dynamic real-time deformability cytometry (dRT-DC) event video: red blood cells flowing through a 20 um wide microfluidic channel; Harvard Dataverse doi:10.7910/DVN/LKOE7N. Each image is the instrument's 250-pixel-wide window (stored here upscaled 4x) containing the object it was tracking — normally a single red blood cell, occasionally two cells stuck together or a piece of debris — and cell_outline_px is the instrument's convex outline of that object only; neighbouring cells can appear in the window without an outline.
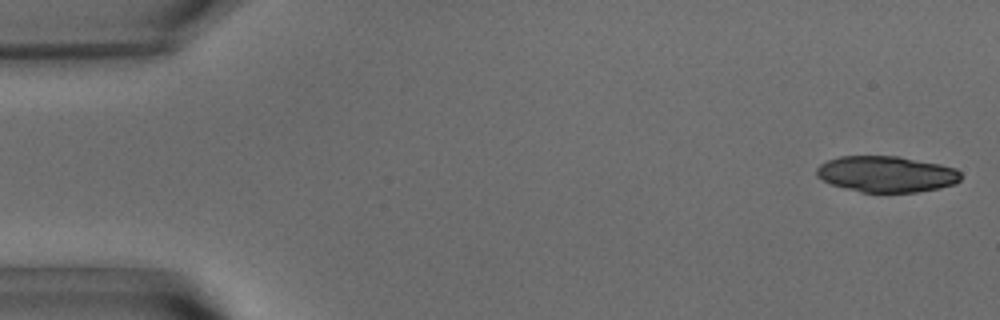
{"species": "common noctule bat (a hibernating species)", "species_latin": "Nyctalus noctula", "temperature_condition": "warm", "stored_images_in_passage": 55, "camera_frame_rate_fps": 3000, "um_per_image_px": 0.085, "animal": {"sex": "male", "body_mass_g": 15.6}, "frame": {"image": 1, "passage_image": 2, "time_ms": 0.333, "image_size_px": [1000, 320], "cell_outline_px": [[960, 180], [956, 184], [940, 188], [916, 192], [860, 192], [832, 184], [816, 176], [816, 168], [820, 164], [828, 160], [840, 156], [900, 156], [940, 164], [956, 168], [960, 172]], "centroid_in_image_um": [75.37, 14.79], "position_along_channel_um": 9.6, "area_um2": 30.4}}
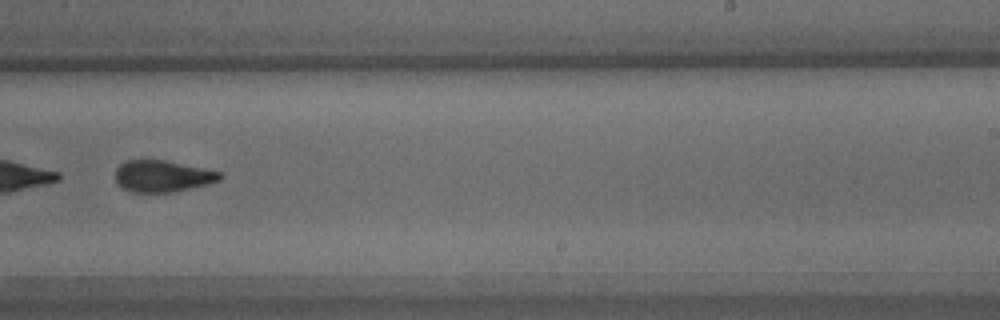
{"frame": {"image": 2, "passage_image": 35, "time_ms": 11.333, "image_size_px": [1000, 320], "cell_outline_px": [[224, 176], [220, 180], [208, 184], [172, 192], [132, 192], [116, 184], [116, 168], [120, 164], [128, 160], [164, 160], [220, 172]], "centroid_in_image_um": [13.8, 14.98], "position_along_channel_um": 275.2, "area_um2": 19.07}}